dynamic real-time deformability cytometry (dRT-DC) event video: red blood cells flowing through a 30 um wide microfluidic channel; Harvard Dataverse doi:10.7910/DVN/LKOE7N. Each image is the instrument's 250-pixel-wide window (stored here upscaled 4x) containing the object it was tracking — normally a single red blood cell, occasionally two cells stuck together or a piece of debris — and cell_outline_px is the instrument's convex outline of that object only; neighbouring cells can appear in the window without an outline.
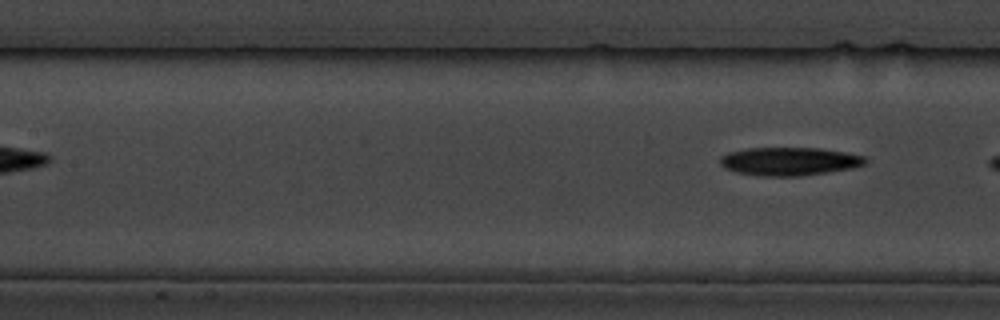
{"species": "common noctule bat (a hibernating species)", "species_latin": "Nyctalus noctula", "temperature_condition": "cold", "stored_images_in_passage": 5, "segment_of_instrument_passage": [2, 2], "camera_frame_rate_fps": 3000, "um_per_image_px": 0.085, "animal": {"sex": "male", "body_mass_g": 19.5, "forearm_length_mm": 54.6}, "frame": {"image": 1, "passage_image": 5, "time_ms": 6.0, "image_size_px": [1000, 320], "cell_outline_px": [[868, 160], [864, 164], [852, 168], [828, 172], [800, 176], [756, 176], [736, 172], [724, 168], [720, 164], [720, 156], [728, 152], [748, 148], [820, 148], [844, 152], [864, 156]], "centroid_in_image_um": [67.06, 13.72], "position_along_channel_um": 140.3, "area_um2": 23.99}}